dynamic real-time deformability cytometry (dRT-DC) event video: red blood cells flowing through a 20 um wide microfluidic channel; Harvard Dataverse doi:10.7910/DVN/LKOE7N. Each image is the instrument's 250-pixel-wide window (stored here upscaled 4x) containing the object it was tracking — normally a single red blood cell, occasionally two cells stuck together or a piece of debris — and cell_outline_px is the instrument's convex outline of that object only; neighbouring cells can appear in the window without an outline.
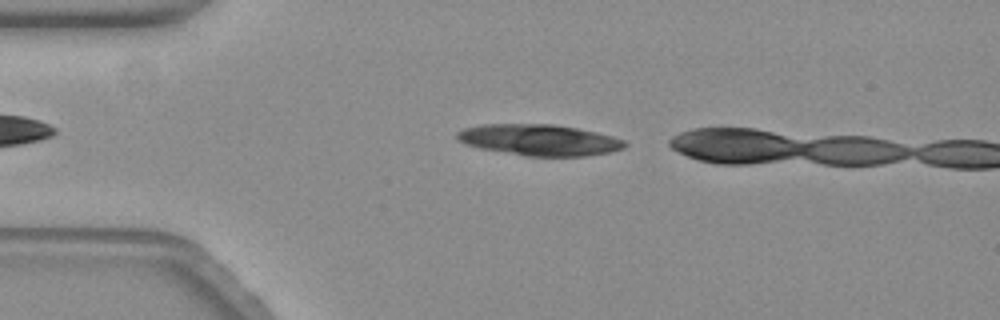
{"species": "common noctule bat (a hibernating species)", "species_latin": "Nyctalus noctula", "temperature_condition": "warm", "stored_images_in_passage": 6, "camera_frame_rate_fps": 3000, "um_per_image_px": 0.085, "animal": {"sex": "female", "body_mass_g": 19.3, "forearm_length_mm": 54.1}, "frame": {"image": 1, "passage_image": 3, "time_ms": 0.667, "image_size_px": [1000, 320], "cell_outline_px": [[628, 144], [624, 148], [608, 152], [584, 156], [524, 156], [480, 148], [464, 144], [456, 140], [456, 132], [464, 128], [480, 124], [552, 124], [576, 128], [612, 136], [624, 140]], "centroid_in_image_um": [45.78, 11.89], "position_along_channel_um": 39.2, "area_um2": 30.46}}